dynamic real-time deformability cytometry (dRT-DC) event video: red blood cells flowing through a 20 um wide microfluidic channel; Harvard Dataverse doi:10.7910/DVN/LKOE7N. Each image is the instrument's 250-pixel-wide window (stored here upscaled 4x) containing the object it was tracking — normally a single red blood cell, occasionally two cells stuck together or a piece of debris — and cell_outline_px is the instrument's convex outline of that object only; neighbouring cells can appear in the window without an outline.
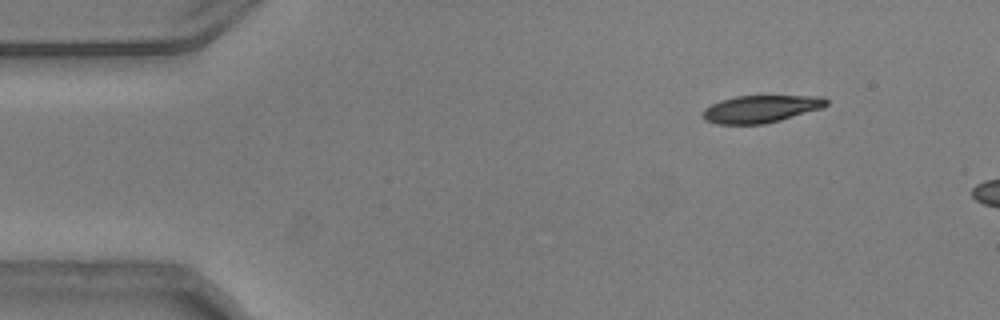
{"species": "common noctule bat (a hibernating species)", "species_latin": "Nyctalus noctula", "temperature_condition": "warm", "stored_images_in_passage": 9, "camera_frame_rate_fps": 3000, "um_per_image_px": 0.085, "animal": {"sex": "male", "body_mass_g": 20.5, "forearm_length_mm": 52.5}, "frame": {"image": 1, "passage_image": 4, "time_ms": 1.0, "image_size_px": [1000, 320], "cell_outline_px": [[828, 104], [820, 108], [780, 120], [764, 124], [716, 124], [704, 120], [700, 112], [704, 108], [720, 100], [736, 96], [824, 96], [828, 100]], "centroid_in_image_um": [64.61, 9.26], "position_along_channel_um": 20.4, "area_um2": 19.71}}